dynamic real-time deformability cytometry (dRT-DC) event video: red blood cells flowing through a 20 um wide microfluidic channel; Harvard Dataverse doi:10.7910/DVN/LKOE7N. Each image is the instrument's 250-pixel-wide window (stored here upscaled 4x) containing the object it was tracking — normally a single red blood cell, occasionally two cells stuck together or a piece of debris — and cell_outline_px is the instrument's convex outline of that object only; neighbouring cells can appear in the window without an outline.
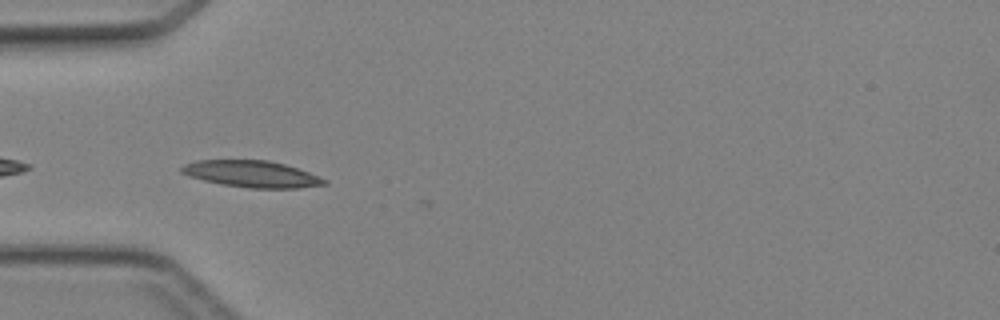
{"species": "Egyptian fruit bat (a non-hibernating species)", "species_latin": "Rousettus aegyptiacus", "temperature_condition": "cold", "stored_images_in_passage": 6, "camera_frame_rate_fps": 3000, "um_per_image_px": 0.085, "animal": {"sex": "female"}, "frame": {"image": 1, "passage_image": 2, "time_ms": 0.333, "image_size_px": [1000, 320], "cell_outline_px": [[328, 184], [300, 188], [248, 188], [220, 184], [188, 176], [180, 172], [180, 168], [184, 164], [196, 160], [268, 160], [284, 164], [308, 172], [328, 180]], "centroid_in_image_um": [21.38, 14.79], "position_along_channel_um": 63.6, "area_um2": 22.2}}